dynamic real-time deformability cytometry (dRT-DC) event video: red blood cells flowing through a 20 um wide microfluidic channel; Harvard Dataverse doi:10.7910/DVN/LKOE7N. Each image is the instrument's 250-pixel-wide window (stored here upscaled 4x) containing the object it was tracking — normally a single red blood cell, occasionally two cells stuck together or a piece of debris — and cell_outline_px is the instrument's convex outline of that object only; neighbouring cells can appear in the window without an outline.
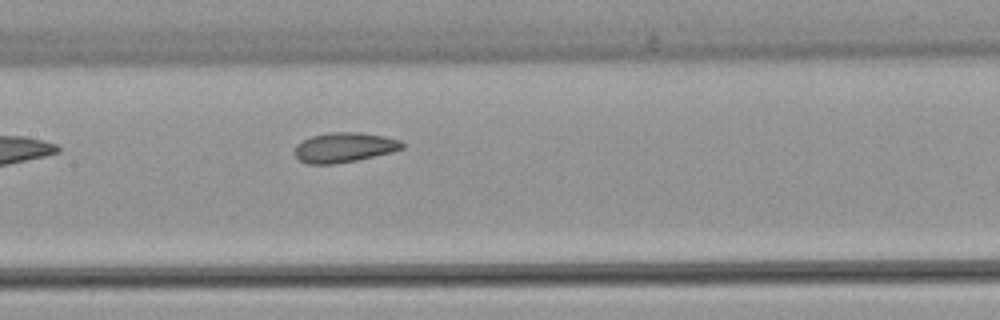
{"species": "common noctule bat (a hibernating species)", "species_latin": "Nyctalus noctula", "temperature_condition": "warm", "stored_images_in_passage": 7, "camera_frame_rate_fps": 3000, "um_per_image_px": 0.085, "animal": {"sex": "female", "body_mass_g": 22.7, "forearm_length_mm": 54.2}, "frame": {"image": 1, "passage_image": 7, "time_ms": 7.333, "image_size_px": [1000, 320], "cell_outline_px": [[404, 148], [392, 152], [356, 160], [336, 164], [308, 164], [300, 160], [292, 152], [296, 144], [312, 136], [328, 132], [356, 132], [384, 136], [400, 140], [404, 144]], "centroid_in_image_um": [29.24, 12.53], "position_along_channel_um": 178.2, "area_um2": 18.73}}